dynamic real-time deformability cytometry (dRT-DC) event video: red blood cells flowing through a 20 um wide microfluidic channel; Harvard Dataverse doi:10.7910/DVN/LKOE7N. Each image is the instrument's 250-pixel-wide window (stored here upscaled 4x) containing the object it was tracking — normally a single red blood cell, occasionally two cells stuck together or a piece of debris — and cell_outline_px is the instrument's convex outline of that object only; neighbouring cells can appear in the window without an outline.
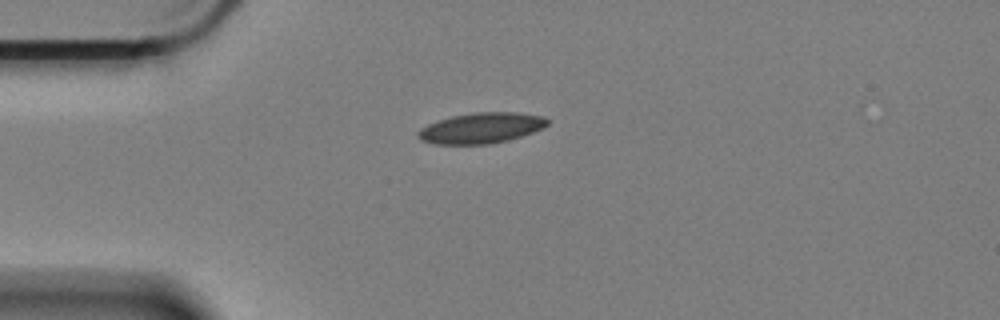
{"species": "Egyptian fruit bat (a non-hibernating species)", "species_latin": "Rousettus aegyptiacus", "temperature_condition": "cold", "stored_images_in_passage": 46, "camera_frame_rate_fps": 3000, "um_per_image_px": 0.085, "animal": {"sex": "female"}, "frame": {"image": 1, "passage_image": 1, "time_ms": 0.0, "image_size_px": [1000, 320], "cell_outline_px": [[548, 124], [532, 132], [508, 140], [492, 144], [436, 144], [420, 140], [416, 136], [416, 132], [420, 128], [428, 124], [452, 116], [476, 112], [516, 112], [544, 116], [548, 120]], "centroid_in_image_um": [40.87, 10.88], "position_along_channel_um": 44.1, "area_um2": 23.0}}
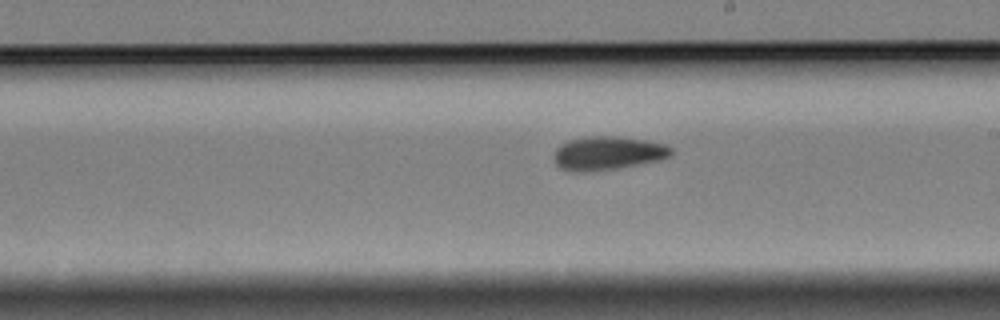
{"frame": {"image": 2, "passage_image": 20, "time_ms": 6.333, "image_size_px": [1000, 320], "cell_outline_px": [[672, 156], [660, 160], [616, 168], [592, 172], [572, 172], [560, 168], [556, 164], [552, 156], [556, 148], [560, 144], [568, 140], [592, 136], [616, 136], [644, 140], [664, 144], [672, 148]], "centroid_in_image_um": [51.62, 13.03], "position_along_channel_um": 237.4, "area_um2": 23.12}}
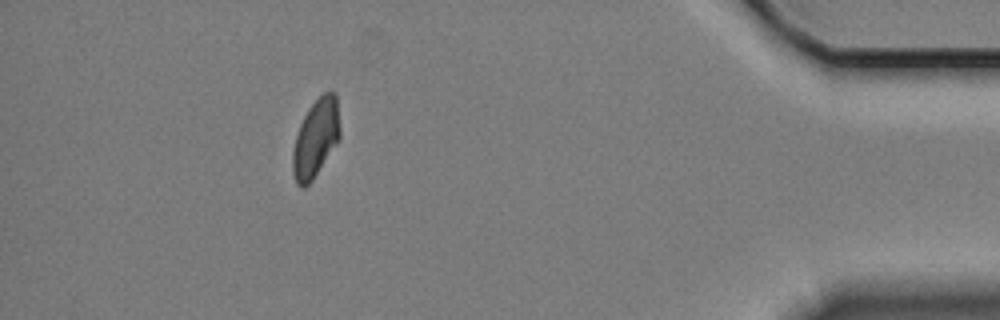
{"frame": {"image": 3, "passage_image": 40, "time_ms": 13.0, "image_size_px": [1000, 320], "cell_outline_px": [[340, 136], [312, 180], [304, 188], [300, 188], [296, 184], [292, 172], [292, 152], [296, 136], [300, 124], [308, 108], [324, 92], [336, 92], [340, 128]], "centroid_in_image_um": [26.81, 11.75], "position_along_channel_um": 408.4, "area_um2": 21.21}, "authors_computed_cell_mechanics": {"area_um2": 22.1663, "velocity_mm_per_s": 3.3413, "shape_relaxation_time_tau1_ms": 6.1823, "shape_relaxation_time_tau2_ms": 5.4132, "deformation_change_tau1": 0.1119, "deformation_change_tau2": 0.0889}}